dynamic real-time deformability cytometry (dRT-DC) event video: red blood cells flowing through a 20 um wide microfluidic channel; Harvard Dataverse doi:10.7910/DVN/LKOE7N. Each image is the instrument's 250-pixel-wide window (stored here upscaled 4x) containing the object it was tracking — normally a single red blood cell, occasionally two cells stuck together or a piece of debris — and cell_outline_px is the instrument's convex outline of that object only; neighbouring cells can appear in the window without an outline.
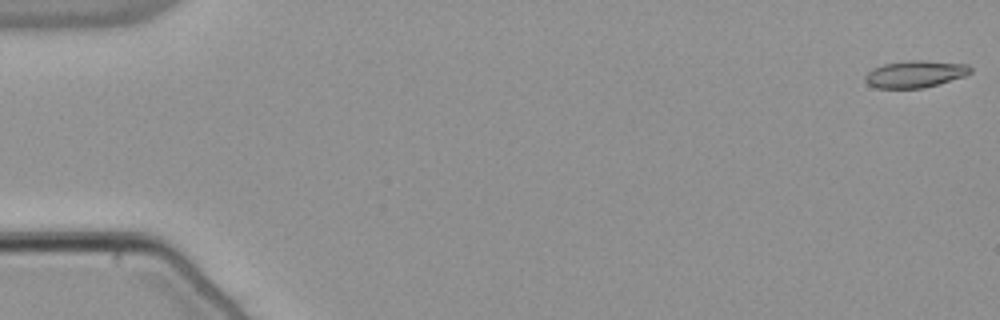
{"species": "common noctule bat (a hibernating species)", "species_latin": "Nyctalus noctula", "temperature_condition": "warm", "stored_images_in_passage": 54, "camera_frame_rate_fps": 3000, "um_per_image_px": 0.085, "animal": {"sex": "male", "body_mass_g": 21.5, "forearm_length_mm": 52.0}, "frame": {"image": 1, "passage_image": 1, "time_ms": 0.0, "image_size_px": [1000, 320], "cell_outline_px": [[972, 72], [964, 76], [924, 88], [876, 88], [868, 84], [864, 80], [864, 76], [872, 68], [884, 64], [908, 60], [924, 60], [968, 64], [972, 68]], "centroid_in_image_um": [77.78, 6.29], "position_along_channel_um": 7.2, "area_um2": 16.65}}
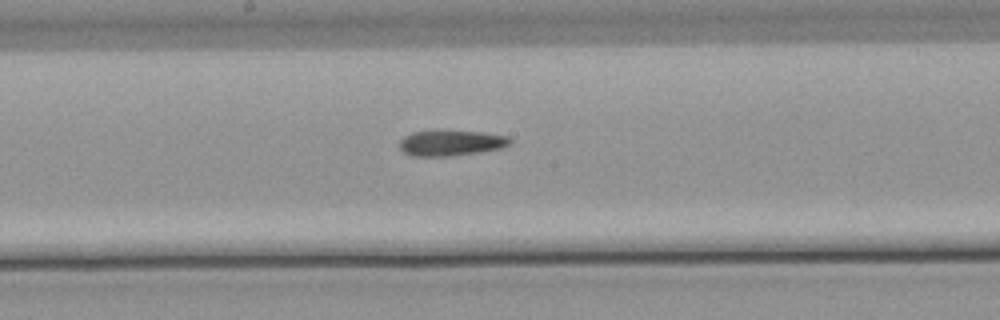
{"frame": {"image": 2, "passage_image": 29, "time_ms": 9.333, "image_size_px": [1000, 320], "cell_outline_px": [[512, 144], [500, 148], [476, 152], [448, 156], [412, 156], [404, 152], [400, 148], [400, 140], [404, 136], [412, 132], [432, 128], [444, 128], [480, 132], [508, 136], [512, 140]], "centroid_in_image_um": [38.29, 12.09], "position_along_channel_um": 209.9, "area_um2": 17.11}}
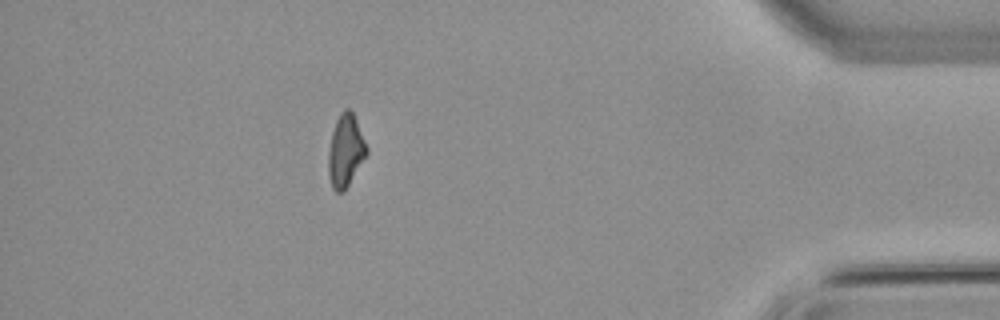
{"frame": {"image": 3, "passage_image": 48, "time_ms": 15.667, "image_size_px": [1000, 320], "cell_outline_px": [[368, 152], [344, 192], [336, 192], [332, 188], [328, 176], [328, 152], [332, 132], [336, 120], [340, 112], [344, 108], [348, 108], [352, 112], [356, 120], [368, 148]], "centroid_in_image_um": [29.35, 12.82], "position_along_channel_um": 405.8, "area_um2": 16.13}}